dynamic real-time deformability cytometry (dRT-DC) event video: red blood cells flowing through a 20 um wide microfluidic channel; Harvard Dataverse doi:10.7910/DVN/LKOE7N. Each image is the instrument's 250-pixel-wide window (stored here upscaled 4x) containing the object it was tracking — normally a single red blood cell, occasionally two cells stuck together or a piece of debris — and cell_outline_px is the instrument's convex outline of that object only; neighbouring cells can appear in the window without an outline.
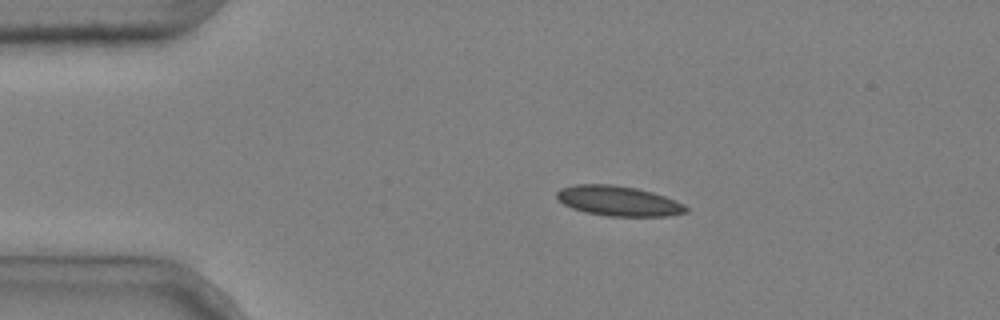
{"species": "common noctule bat (a hibernating species)", "species_latin": "Nyctalus noctula", "temperature_condition": "cold", "stored_images_in_passage": 42, "camera_frame_rate_fps": 3000, "um_per_image_px": 0.085, "animal": {"sex": "male", "body_mass_g": 20.4}, "frame": {"image": 1, "passage_image": 1, "time_ms": 0.0, "image_size_px": [1000, 320], "cell_outline_px": [[688, 212], [668, 216], [608, 216], [584, 212], [572, 208], [564, 204], [556, 196], [556, 192], [560, 188], [576, 184], [612, 184], [636, 188], [652, 192], [676, 200], [684, 204], [688, 208]], "centroid_in_image_um": [52.57, 17.08], "position_along_channel_um": 32.4, "area_um2": 22.66}}
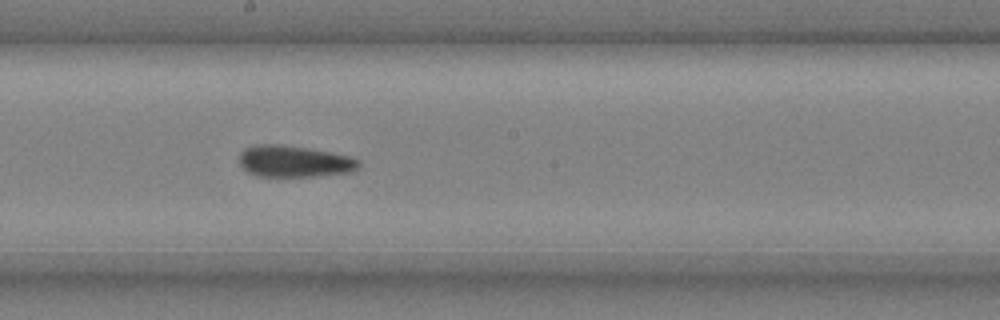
{"frame": {"image": 2, "passage_image": 20, "time_ms": 6.333, "image_size_px": [1000, 320], "cell_outline_px": [[360, 168], [352, 172], [316, 176], [256, 176], [248, 172], [240, 164], [240, 152], [244, 148], [256, 144], [280, 144], [308, 148], [352, 156], [360, 160]], "centroid_in_image_um": [25.04, 13.71], "position_along_channel_um": 223.2, "area_um2": 22.2}}
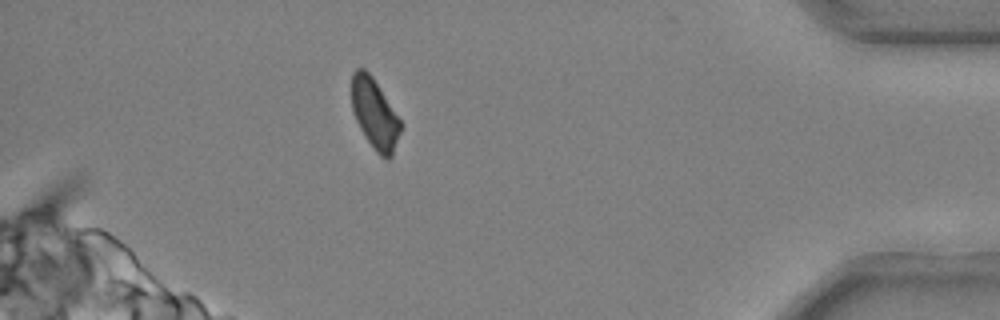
{"frame": {"image": 3, "passage_image": 38, "time_ms": 12.333, "image_size_px": [1000, 320], "cell_outline_px": [[400, 132], [392, 156], [388, 160], [380, 156], [376, 152], [360, 128], [356, 120], [352, 108], [352, 72], [356, 68], [364, 68], [372, 76], [400, 120]], "centroid_in_image_um": [31.83, 9.67], "position_along_channel_um": 403.4, "area_um2": 19.59}, "authors_computed_cell_mechanics": {"area_um2": 21.7328, "velocity_mm_per_s": 3.6816, "shape_relaxation_time_tau1_ms": null, "shape_relaxation_time_tau2_ms": 5.507, "deformation_change_tau1": null, "deformation_change_tau2": 0.1049}}